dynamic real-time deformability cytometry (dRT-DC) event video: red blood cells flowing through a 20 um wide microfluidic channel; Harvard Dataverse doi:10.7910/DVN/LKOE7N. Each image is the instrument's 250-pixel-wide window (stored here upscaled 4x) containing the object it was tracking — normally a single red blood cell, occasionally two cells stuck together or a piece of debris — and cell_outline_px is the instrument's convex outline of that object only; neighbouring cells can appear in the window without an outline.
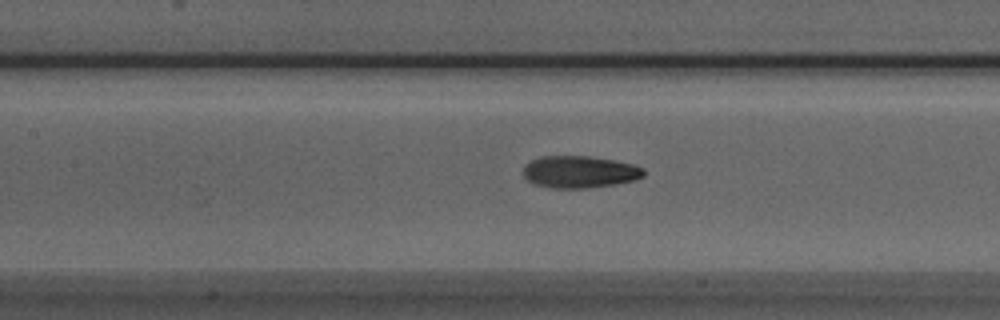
{"species": "Egyptian fruit bat (a non-hibernating species)", "species_latin": "Rousettus aegyptiacus", "temperature_condition": "room temperature", "stored_images_in_passage": 30, "camera_frame_rate_fps": 3000, "um_per_image_px": 0.085, "animal": {"sex": "male"}, "frame": {"image": 1, "passage_image": 13, "time_ms": 4.0, "image_size_px": [1000, 320], "cell_outline_px": [[644, 176], [632, 180], [612, 184], [584, 188], [552, 188], [536, 184], [528, 180], [524, 176], [524, 164], [540, 156], [588, 156], [612, 160], [632, 164], [644, 168]], "centroid_in_image_um": [49.23, 14.6], "position_along_channel_um": 158.2, "area_um2": 22.2}}
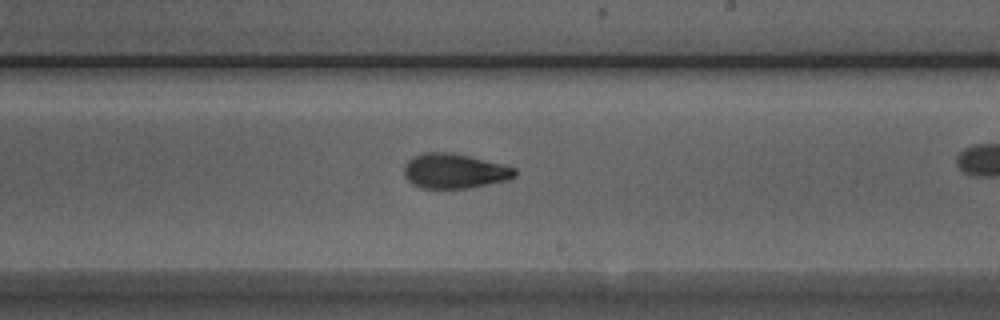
{"frame": {"image": 2, "passage_image": 20, "time_ms": 6.333, "image_size_px": [1000, 320], "cell_outline_px": [[516, 176], [508, 180], [468, 188], [420, 188], [412, 184], [404, 176], [404, 164], [412, 156], [424, 152], [452, 152], [504, 164], [516, 168]], "centroid_in_image_um": [38.61, 14.53], "position_along_channel_um": 250.4, "area_um2": 22.72}}
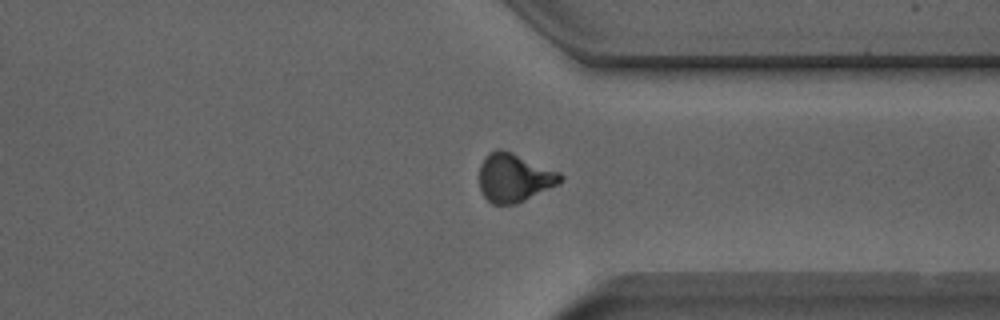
{"frame": {"image": 3, "passage_image": 29, "time_ms": 9.333, "image_size_px": [1000, 320], "cell_outline_px": [[564, 180], [516, 204], [492, 204], [484, 196], [480, 188], [480, 164], [488, 152], [496, 148], [500, 148], [512, 152], [560, 172], [564, 176]], "centroid_in_image_um": [43.69, 15.08], "position_along_channel_um": 367.7, "area_um2": 22.77}}